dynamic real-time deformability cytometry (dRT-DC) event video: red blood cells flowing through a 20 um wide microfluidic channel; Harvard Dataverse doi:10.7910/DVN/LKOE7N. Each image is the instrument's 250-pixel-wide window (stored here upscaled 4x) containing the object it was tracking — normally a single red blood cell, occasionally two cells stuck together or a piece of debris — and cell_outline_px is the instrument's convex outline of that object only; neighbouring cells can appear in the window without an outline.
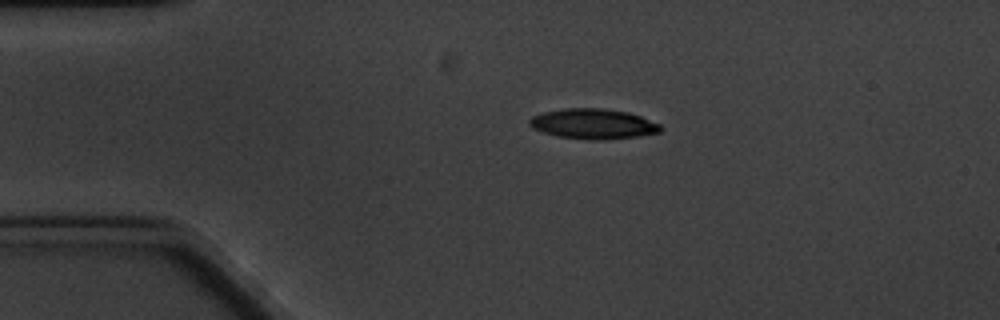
{"species": "common noctule bat (a hibernating species)", "species_latin": "Nyctalus noctula", "temperature_condition": "cold", "stored_images_in_passage": 3, "camera_frame_rate_fps": 3000, "um_per_image_px": 0.085, "animal": {"sex": "male", "body_mass_g": 20.1, "forearm_length_mm": 53.5}, "frame": {"image": 1, "passage_image": 1, "time_ms": 0.0, "image_size_px": [1000, 320], "cell_outline_px": [[664, 128], [660, 132], [636, 136], [596, 140], [588, 140], [556, 136], [532, 128], [528, 124], [528, 120], [532, 116], [544, 112], [564, 108], [600, 108], [628, 112], [640, 116], [660, 124]], "centroid_in_image_um": [50.4, 10.52], "position_along_channel_um": 34.6, "area_um2": 23.0}}
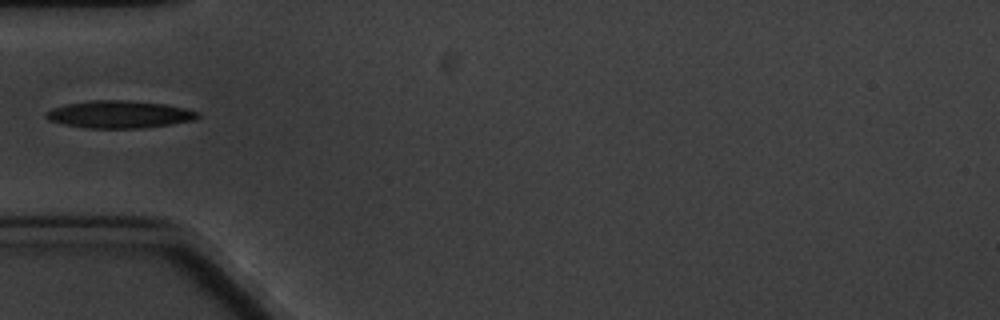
{"frame": {"image": 2, "passage_image": 3, "time_ms": 2.333, "image_size_px": [1000, 320], "cell_outline_px": [[200, 116], [192, 120], [172, 124], [144, 128], [88, 128], [64, 124], [48, 120], [44, 116], [52, 108], [68, 104], [92, 100], [120, 100], [168, 104], [200, 112]], "centroid_in_image_um": [10.17, 9.72], "position_along_channel_um": 74.8, "area_um2": 24.1}}